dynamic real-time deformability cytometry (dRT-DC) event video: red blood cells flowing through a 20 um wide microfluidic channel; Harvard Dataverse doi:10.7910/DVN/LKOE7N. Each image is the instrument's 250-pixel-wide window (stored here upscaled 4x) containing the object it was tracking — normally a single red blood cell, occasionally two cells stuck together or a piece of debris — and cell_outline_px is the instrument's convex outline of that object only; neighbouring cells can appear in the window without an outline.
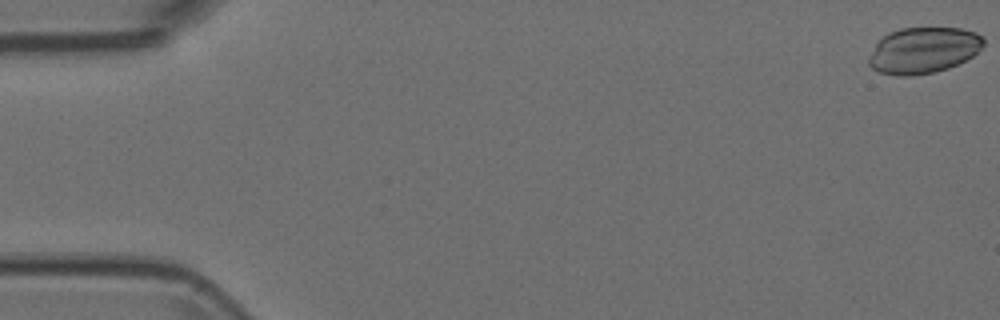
{"species": "Egyptian fruit bat (a non-hibernating species)", "species_latin": "Rousettus aegyptiacus", "temperature_condition": "room temperature", "stored_images_in_passage": 37, "segment_of_instrument_passage": [1, 2], "camera_frame_rate_fps": 3000, "um_per_image_px": 0.085, "animal": {"sex": "female"}, "frame": {"image": 1, "passage_image": 1, "time_ms": 0.0, "image_size_px": [1000, 320], "cell_outline_px": [[984, 44], [972, 56], [948, 68], [936, 72], [912, 76], [896, 76], [880, 72], [872, 68], [868, 64], [868, 60], [876, 44], [888, 32], [900, 28], [960, 28], [976, 32], [984, 36]], "centroid_in_image_um": [78.49, 4.27], "position_along_channel_um": 6.5, "area_um2": 30.81}}